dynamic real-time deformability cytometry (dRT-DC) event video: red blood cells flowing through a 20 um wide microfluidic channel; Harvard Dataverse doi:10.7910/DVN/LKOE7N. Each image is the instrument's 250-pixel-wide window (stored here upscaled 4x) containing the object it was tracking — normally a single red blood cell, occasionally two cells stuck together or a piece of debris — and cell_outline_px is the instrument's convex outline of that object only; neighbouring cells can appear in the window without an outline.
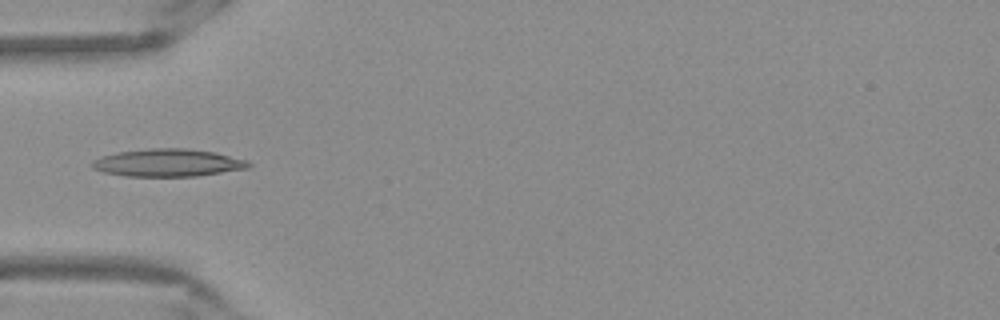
{"species": "Egyptian fruit bat (a non-hibernating species)", "species_latin": "Rousettus aegyptiacus", "temperature_condition": "warm", "stored_images_in_passage": 36, "camera_frame_rate_fps": 3000, "um_per_image_px": 0.085, "frame": {"image": 1, "passage_image": 1, "time_ms": 0.0, "image_size_px": [1000, 320], "cell_outline_px": [[252, 164], [248, 168], [196, 176], [124, 176], [104, 172], [92, 168], [92, 160], [100, 156], [116, 152], [148, 148], [188, 148], [216, 152], [248, 160]], "centroid_in_image_um": [14.27, 13.82], "position_along_channel_um": 70.7, "area_um2": 25.37}}
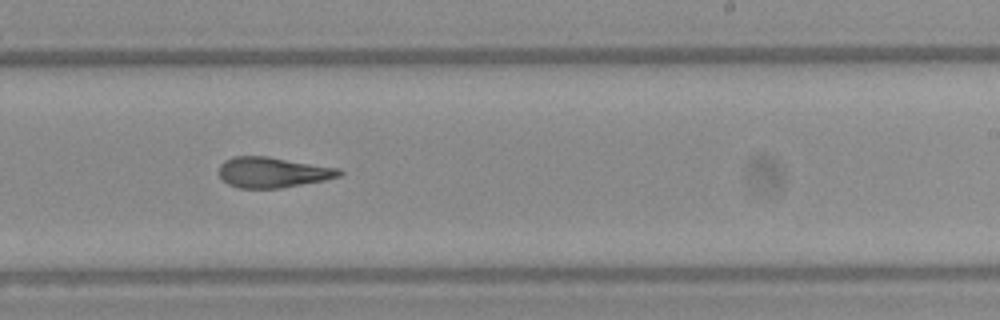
{"frame": {"image": 2, "passage_image": 16, "time_ms": 5.0, "image_size_px": [1000, 320], "cell_outline_px": [[344, 172], [340, 176], [324, 180], [280, 188], [240, 188], [228, 184], [220, 176], [220, 164], [224, 160], [232, 156], [268, 156], [340, 168]], "centroid_in_image_um": [23.19, 14.64], "position_along_channel_um": 265.8, "area_um2": 21.39}}
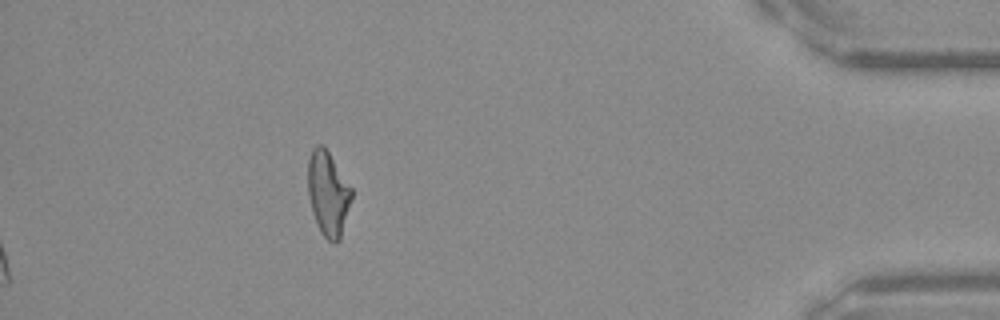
{"frame": {"image": 3, "passage_image": 31, "time_ms": 10.0, "image_size_px": [1000, 320], "cell_outline_px": [[352, 196], [340, 240], [336, 244], [332, 244], [320, 232], [312, 212], [308, 196], [308, 160], [312, 148], [316, 144], [324, 144], [352, 188]], "centroid_in_image_um": [27.87, 16.44], "position_along_channel_um": 407.3, "area_um2": 21.73}, "authors_computed_cell_mechanics": {"area_um2": 21.7617, "velocity_mm_per_s": 3.8812, "shape_relaxation_time_tau1_ms": 7.6406, "shape_relaxation_time_tau2_ms": 2.3498, "deformation_change_tau1": 0.2394, "deformation_change_tau2": 0.1287}}